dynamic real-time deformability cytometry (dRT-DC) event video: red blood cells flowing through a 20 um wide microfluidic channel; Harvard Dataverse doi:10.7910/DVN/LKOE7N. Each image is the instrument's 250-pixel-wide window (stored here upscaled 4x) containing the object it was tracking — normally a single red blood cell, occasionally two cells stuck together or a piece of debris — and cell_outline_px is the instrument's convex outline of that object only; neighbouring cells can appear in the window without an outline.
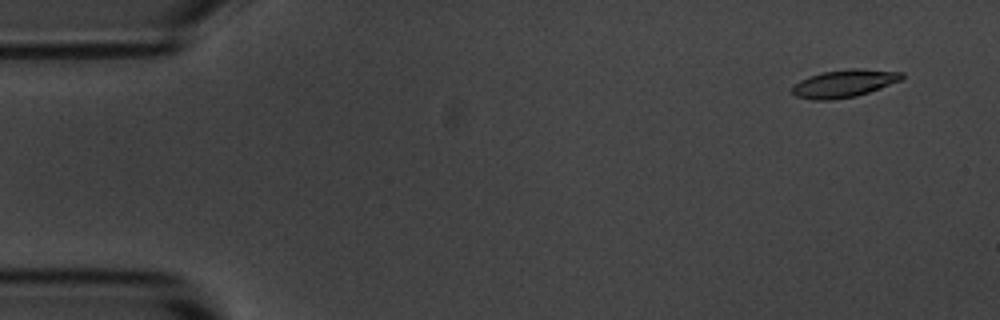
{"species": "common noctule bat (a hibernating species)", "species_latin": "Nyctalus noctula", "temperature_condition": "room temperature", "stored_images_in_passage": 5, "camera_frame_rate_fps": 3000, "um_per_image_px": 0.085, "animal": {"sex": "male", "body_mass_g": 20.1, "forearm_length_mm": 53.5}, "frame": {"image": 1, "passage_image": 2, "time_ms": 1.0, "image_size_px": [1000, 320], "cell_outline_px": [[904, 76], [900, 80], [880, 88], [856, 96], [832, 100], [812, 100], [796, 96], [792, 92], [792, 84], [808, 76], [824, 72], [852, 68], [860, 68], [904, 72]], "centroid_in_image_um": [71.73, 7.09], "position_along_channel_um": 13.3, "area_um2": 17.69}}
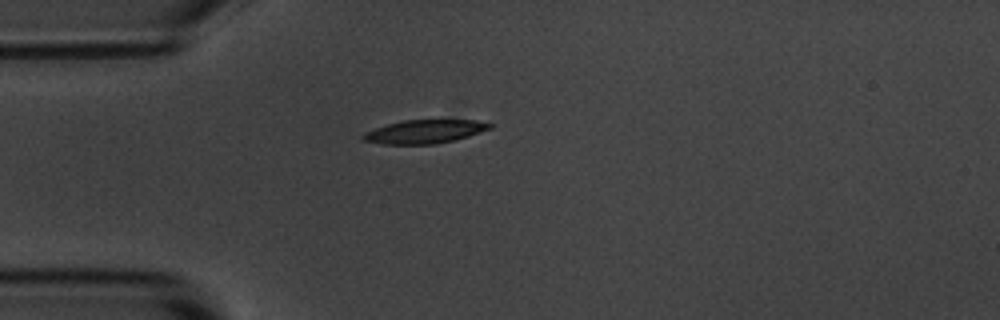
{"frame": {"image": 2, "passage_image": 5, "time_ms": 4.667, "image_size_px": [1000, 320], "cell_outline_px": [[492, 128], [456, 140], [436, 144], [384, 144], [360, 140], [360, 136], [364, 132], [388, 124], [404, 120], [476, 120], [492, 124]], "centroid_in_image_um": [36.07, 11.19], "position_along_channel_um": 48.9, "area_um2": 17.4}}